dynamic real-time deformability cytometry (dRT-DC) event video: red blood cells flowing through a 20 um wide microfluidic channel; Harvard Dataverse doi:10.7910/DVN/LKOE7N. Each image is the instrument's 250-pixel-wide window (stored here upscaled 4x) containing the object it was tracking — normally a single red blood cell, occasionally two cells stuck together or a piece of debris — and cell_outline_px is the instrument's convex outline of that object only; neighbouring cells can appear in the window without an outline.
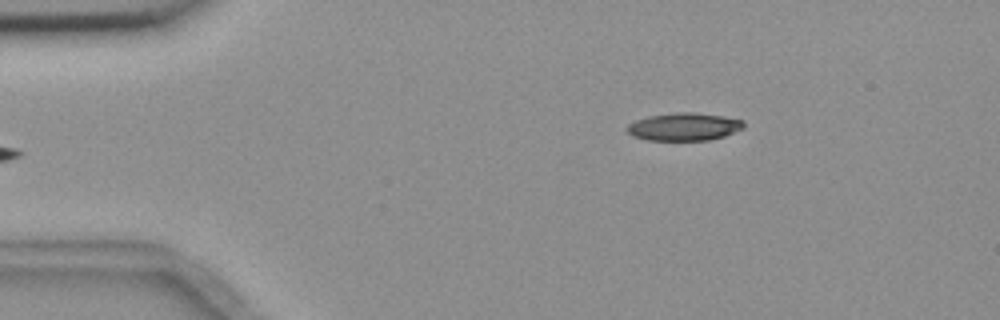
{"species": "common noctule bat (a hibernating species)", "species_latin": "Nyctalus noctula", "temperature_condition": "room temperature", "stored_images_in_passage": 3, "camera_frame_rate_fps": 3000, "um_per_image_px": 0.085, "animal": {"sex": "female", "body_mass_g": 18.4}, "frame": {"image": 1, "passage_image": 3, "time_ms": 2.333, "image_size_px": [1000, 320], "cell_outline_px": [[744, 128], [724, 136], [708, 140], [648, 140], [632, 136], [624, 128], [628, 124], [636, 120], [648, 116], [676, 112], [692, 112], [724, 116], [744, 120]], "centroid_in_image_um": [58.13, 10.77], "position_along_channel_um": 26.9, "area_um2": 18.96}}